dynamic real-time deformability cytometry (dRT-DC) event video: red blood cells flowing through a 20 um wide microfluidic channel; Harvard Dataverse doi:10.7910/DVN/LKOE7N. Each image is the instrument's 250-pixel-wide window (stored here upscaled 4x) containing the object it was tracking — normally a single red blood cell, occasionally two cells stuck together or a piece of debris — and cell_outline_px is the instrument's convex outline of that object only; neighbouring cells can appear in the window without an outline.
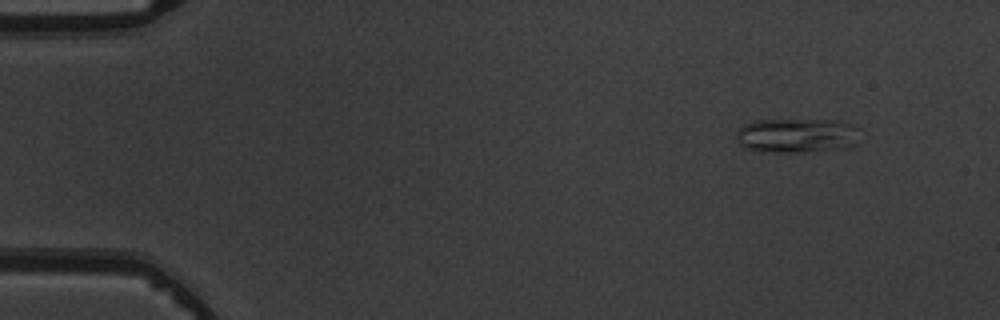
{"species": "common noctule bat (a hibernating species)", "species_latin": "Nyctalus noctula", "temperature_condition": "warm", "stored_images_in_passage": 4, "camera_frame_rate_fps": 3000, "um_per_image_px": 0.085, "animal": {"sex": "male", "body_mass_g": 19.5, "forearm_length_mm": 54.6}, "frame": {"image": 1, "passage_image": 1, "time_ms": 0.0, "image_size_px": [1000, 320], "cell_outline_px": [[860, 128], [856, 144], [848, 148], [808, 152], [756, 152], [744, 148], [740, 144], [736, 136], [736, 132], [744, 124], [756, 120], [840, 120], [856, 124]], "centroid_in_image_um": [67.78, 11.52], "position_along_channel_um": 17.2, "area_um2": 25.55}}